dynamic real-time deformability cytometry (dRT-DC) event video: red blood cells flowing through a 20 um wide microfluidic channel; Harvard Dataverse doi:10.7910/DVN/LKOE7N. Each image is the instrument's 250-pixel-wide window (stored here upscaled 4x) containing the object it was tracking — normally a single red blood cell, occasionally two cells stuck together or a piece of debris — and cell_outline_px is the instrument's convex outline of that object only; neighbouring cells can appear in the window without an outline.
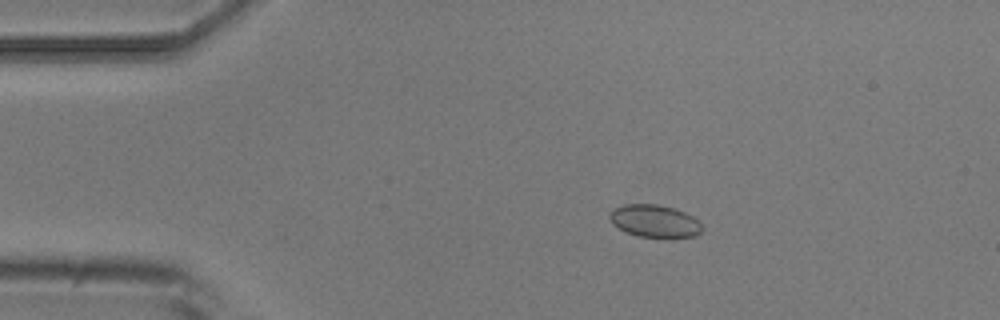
{"species": "common noctule bat (a hibernating species)", "species_latin": "Nyctalus noctula", "temperature_condition": "room temperature", "stored_images_in_passage": 6, "camera_frame_rate_fps": 3000, "um_per_image_px": 0.085, "animal": {"sex": "male", "body_mass_g": 20.5, "forearm_length_mm": 52.5}, "frame": {"image": 1, "passage_image": 3, "time_ms": 2.333, "image_size_px": [1000, 320], "cell_outline_px": [[704, 228], [696, 236], [672, 240], [636, 236], [612, 224], [608, 220], [608, 216], [616, 208], [624, 204], [656, 204], [672, 208], [684, 212], [700, 220]], "centroid_in_image_um": [55.71, 18.84], "position_along_channel_um": 29.3, "area_um2": 18.09}}
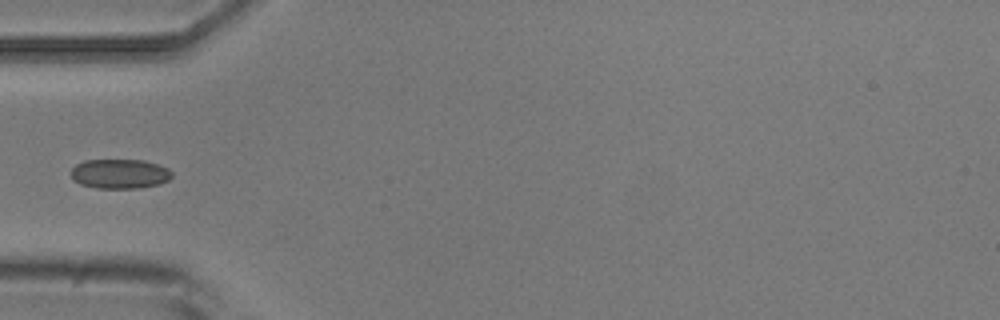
{"frame": {"image": 2, "passage_image": 5, "time_ms": 5.0, "image_size_px": [1000, 320], "cell_outline_px": [[172, 176], [168, 180], [160, 184], [140, 188], [96, 188], [80, 184], [72, 180], [72, 168], [76, 164], [84, 160], [144, 160], [160, 164], [168, 168], [172, 172]], "centroid_in_image_um": [10.2, 14.77], "position_along_channel_um": 74.8, "area_um2": 17.57}}
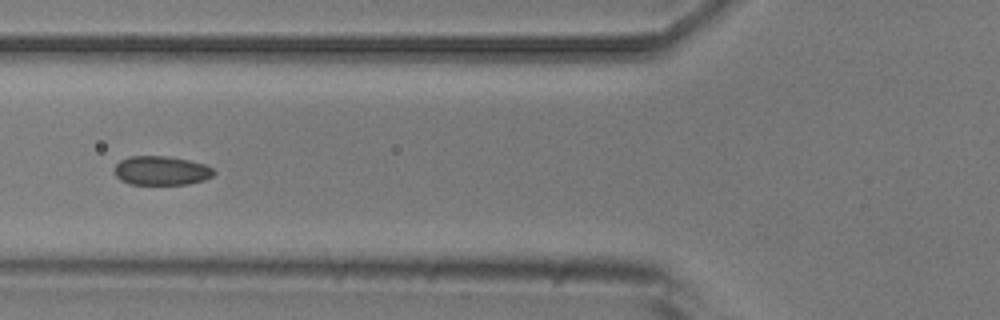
{"frame": {"image": 3, "passage_image": 6, "time_ms": 6.0, "image_size_px": [1000, 320], "cell_outline_px": [[216, 172], [212, 176], [204, 180], [188, 184], [128, 184], [120, 180], [116, 176], [116, 164], [120, 160], [132, 156], [172, 156], [204, 164], [212, 168]], "centroid_in_image_um": [13.72, 14.5], "position_along_channel_um": 112.1, "area_um2": 16.82}}